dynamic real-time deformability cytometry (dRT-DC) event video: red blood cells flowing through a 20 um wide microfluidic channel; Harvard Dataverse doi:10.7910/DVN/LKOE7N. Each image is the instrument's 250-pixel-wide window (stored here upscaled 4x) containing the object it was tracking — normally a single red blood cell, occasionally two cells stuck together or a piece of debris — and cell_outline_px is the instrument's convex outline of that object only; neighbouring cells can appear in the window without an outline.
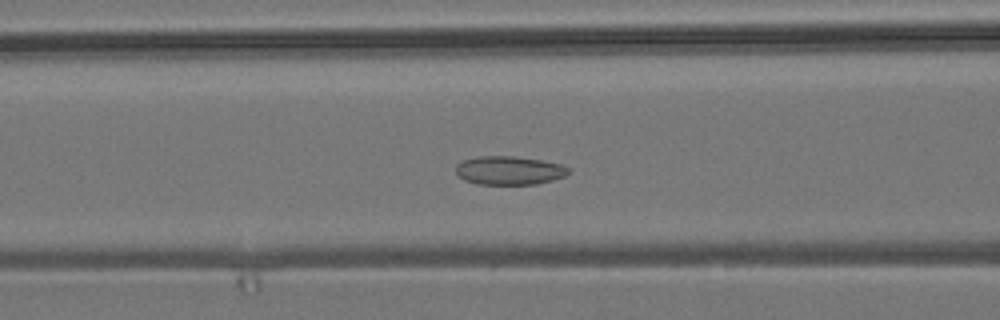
{"species": "common noctule bat (a hibernating species)", "species_latin": "Nyctalus noctula", "temperature_condition": "room temperature", "stored_images_in_passage": 50, "camera_frame_rate_fps": 3000, "um_per_image_px": 0.085, "animal": {"sex": "male", "body_mass_g": 19.2, "forearm_length_mm": 51.8}, "frame": {"image": 1, "passage_image": 21, "time_ms": 6.667, "image_size_px": [1000, 320], "cell_outline_px": [[568, 172], [564, 176], [552, 180], [536, 184], [476, 184], [464, 180], [456, 172], [456, 164], [464, 160], [476, 156], [512, 156], [540, 160], [560, 164], [568, 168]], "centroid_in_image_um": [43.24, 14.49], "position_along_channel_um": 123.4, "area_um2": 18.61}}
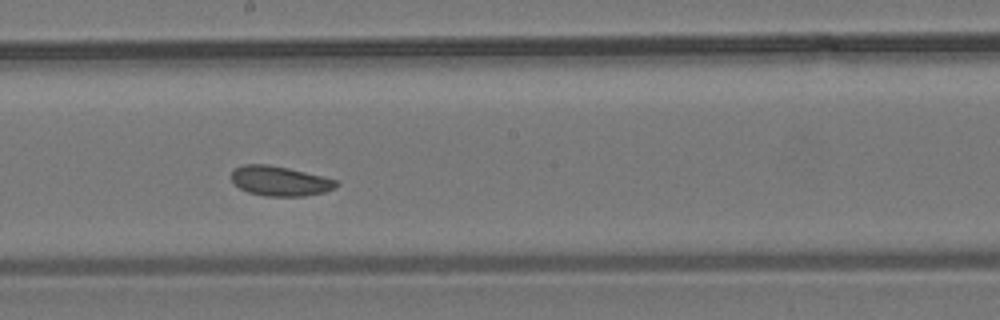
{"frame": {"image": 2, "passage_image": 29, "time_ms": 9.333, "image_size_px": [1000, 320], "cell_outline_px": [[340, 184], [336, 188], [324, 192], [304, 196], [264, 196], [248, 192], [240, 188], [232, 180], [232, 172], [236, 168], [244, 164], [268, 164], [288, 168], [336, 180]], "centroid_in_image_um": [23.8, 15.39], "position_along_channel_um": 224.4, "area_um2": 18.03}}
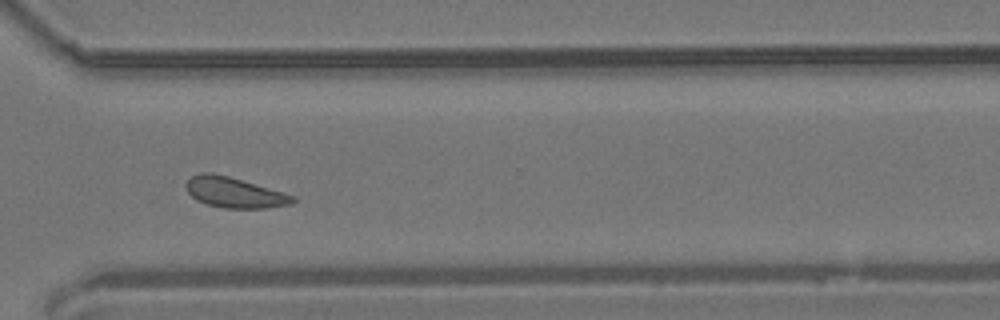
{"frame": {"image": 3, "passage_image": 39, "time_ms": 12.667, "image_size_px": [1000, 320], "cell_outline_px": [[296, 200], [292, 204], [264, 208], [224, 208], [208, 204], [196, 200], [188, 192], [184, 184], [192, 176], [200, 172], [212, 172], [228, 176], [296, 196]], "centroid_in_image_um": [19.91, 16.36], "position_along_channel_um": 350.7, "area_um2": 18.84}, "authors_computed_cell_mechanics": {"area_um2": 18.9584, "velocity_mm_per_s": 3.7899, "shape_relaxation_time_tau1_ms": null, "shape_relaxation_time_tau2_ms": 6.5774, "deformation_change_tau1": null, "deformation_change_tau2": 0.1323}}